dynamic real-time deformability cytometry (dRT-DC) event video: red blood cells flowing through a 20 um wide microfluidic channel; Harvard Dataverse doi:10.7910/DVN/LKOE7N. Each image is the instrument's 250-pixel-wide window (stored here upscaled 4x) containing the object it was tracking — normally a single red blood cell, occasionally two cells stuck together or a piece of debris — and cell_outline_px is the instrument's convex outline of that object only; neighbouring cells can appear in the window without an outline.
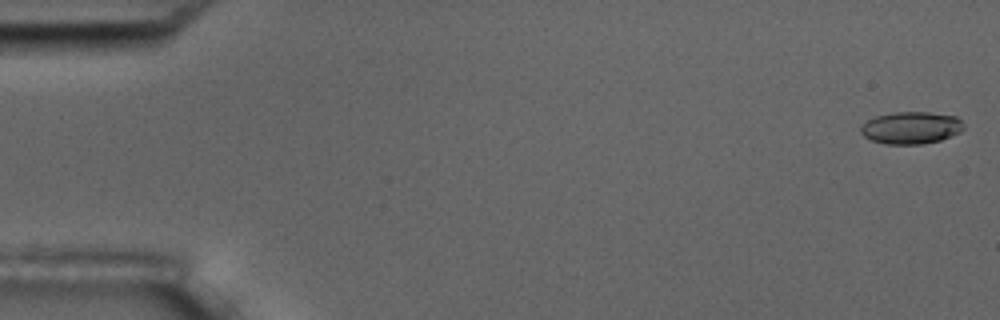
{"species": "common noctule bat (a hibernating species)", "species_latin": "Nyctalus noctula", "temperature_condition": "room temperature", "stored_images_in_passage": 17, "camera_frame_rate_fps": 3000, "um_per_image_px": 0.085, "animal": {"sex": "male", "body_mass_g": 17.5, "forearm_length_mm": 52.3}, "frame": {"image": 1, "passage_image": 1, "time_ms": 0.0, "image_size_px": [1000, 320], "cell_outline_px": [[964, 128], [960, 132], [940, 140], [920, 144], [884, 144], [872, 140], [864, 136], [860, 132], [860, 128], [868, 120], [876, 116], [896, 112], [928, 112], [956, 116], [964, 124]], "centroid_in_image_um": [77.45, 10.86], "position_along_channel_um": 7.6, "area_um2": 19.19}}
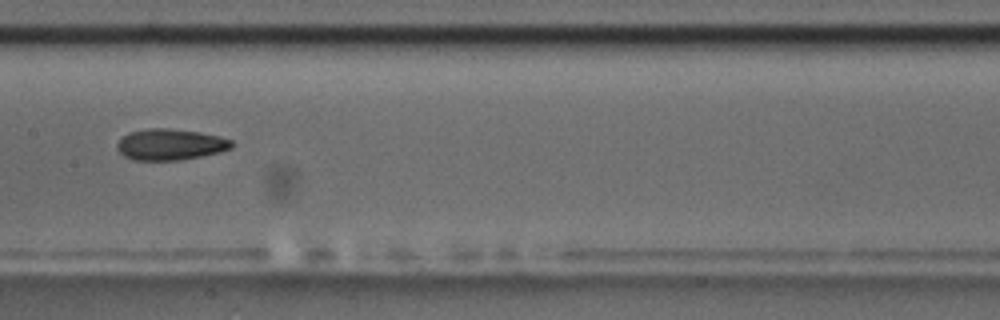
{"frame": {"image": 2, "passage_image": 9, "time_ms": 9.333, "image_size_px": [1000, 320], "cell_outline_px": [[232, 148], [220, 152], [180, 160], [132, 160], [124, 156], [116, 148], [116, 144], [120, 136], [128, 132], [148, 128], [168, 128], [200, 132], [220, 136], [232, 140]], "centroid_in_image_um": [14.43, 12.27], "position_along_channel_um": 193.0, "area_um2": 21.04}}
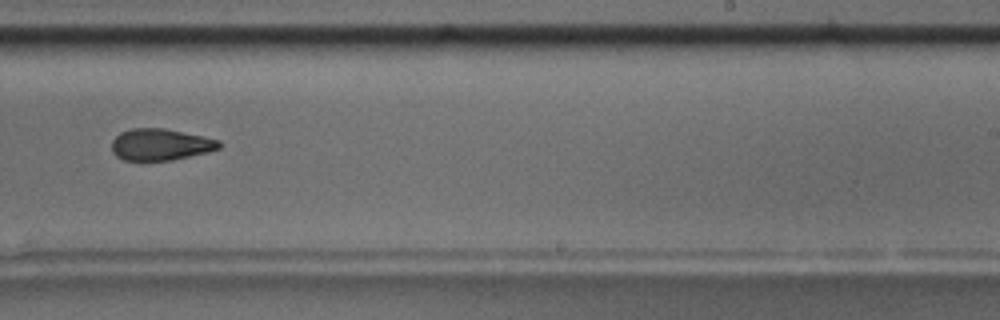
{"frame": {"image": 3, "passage_image": 11, "time_ms": 11.667, "image_size_px": [1000, 320], "cell_outline_px": [[220, 148], [208, 152], [172, 160], [124, 160], [116, 156], [112, 152], [112, 140], [120, 132], [132, 128], [164, 128], [204, 136], [220, 140]], "centroid_in_image_um": [13.64, 12.28], "position_along_channel_um": 275.4, "area_um2": 19.83}, "authors_computed_cell_mechanics": {"area_um2": 20.4034, "velocity_mm_per_s": 3.55, "shape_relaxation_time_tau1_ms": 5.8195, "shape_relaxation_time_tau2_ms": 9.7574, "deformation_change_tau1": 0.162, "deformation_change_tau2": 0.1679}}